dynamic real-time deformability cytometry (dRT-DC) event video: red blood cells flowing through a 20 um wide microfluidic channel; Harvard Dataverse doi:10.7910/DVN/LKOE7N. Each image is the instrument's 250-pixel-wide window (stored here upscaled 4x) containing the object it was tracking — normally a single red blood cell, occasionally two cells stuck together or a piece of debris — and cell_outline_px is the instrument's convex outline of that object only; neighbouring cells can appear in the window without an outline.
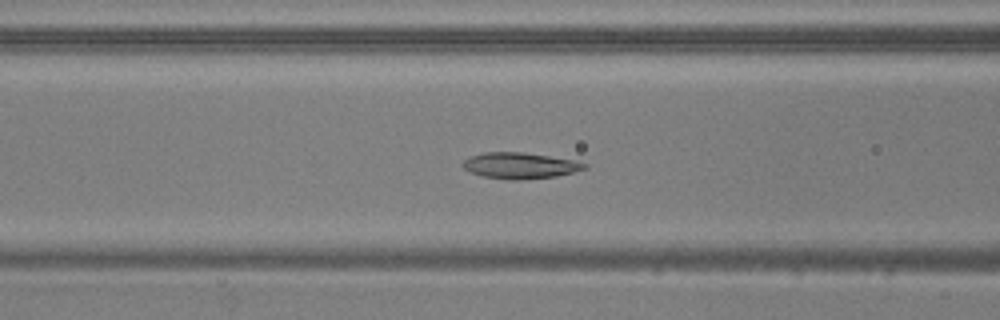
{"species": "common noctule bat (a hibernating species)", "species_latin": "Nyctalus noctula", "temperature_condition": "warm", "stored_images_in_passage": 41, "camera_frame_rate_fps": 3000, "um_per_image_px": 0.085, "animal": {"sex": "male", "body_mass_g": 20.5, "forearm_length_mm": 52.5}, "frame": {"image": 1, "passage_image": 19, "time_ms": 6.0, "image_size_px": [1000, 320], "cell_outline_px": [[588, 168], [556, 176], [520, 180], [508, 180], [484, 176], [472, 172], [464, 168], [460, 164], [468, 156], [484, 152], [524, 152], [576, 160], [588, 164]], "centroid_in_image_um": [44.2, 14.06], "position_along_channel_um": 122.4, "area_um2": 18.61}}
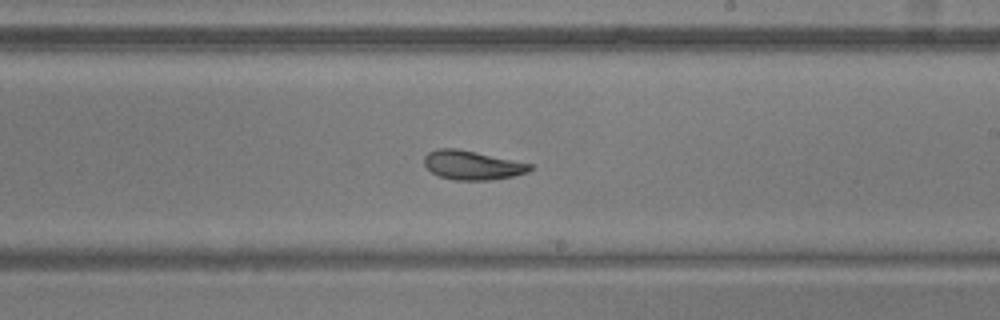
{"frame": {"image": 2, "passage_image": 29, "time_ms": 9.333, "image_size_px": [1000, 320], "cell_outline_px": [[532, 168], [528, 172], [516, 176], [492, 180], [456, 180], [440, 176], [432, 172], [424, 164], [424, 156], [428, 152], [436, 148], [456, 148], [476, 152], [532, 164]], "centroid_in_image_um": [40.14, 14.04], "position_along_channel_um": 248.9, "area_um2": 17.92}}
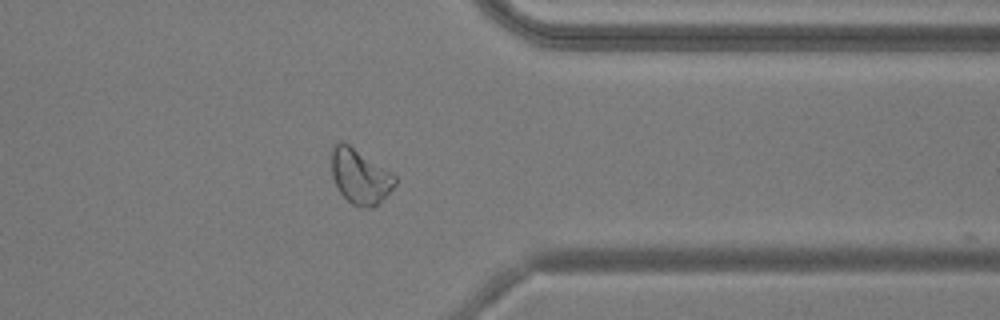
{"frame": {"image": 3, "passage_image": 40, "time_ms": 13.0, "image_size_px": [1000, 320], "cell_outline_px": [[396, 184], [372, 208], [360, 208], [352, 204], [340, 192], [332, 176], [332, 144], [336, 140], [340, 140], [348, 144], [392, 172], [396, 176]], "centroid_in_image_um": [30.58, 14.97], "position_along_channel_um": 380.8, "area_um2": 20.11}}